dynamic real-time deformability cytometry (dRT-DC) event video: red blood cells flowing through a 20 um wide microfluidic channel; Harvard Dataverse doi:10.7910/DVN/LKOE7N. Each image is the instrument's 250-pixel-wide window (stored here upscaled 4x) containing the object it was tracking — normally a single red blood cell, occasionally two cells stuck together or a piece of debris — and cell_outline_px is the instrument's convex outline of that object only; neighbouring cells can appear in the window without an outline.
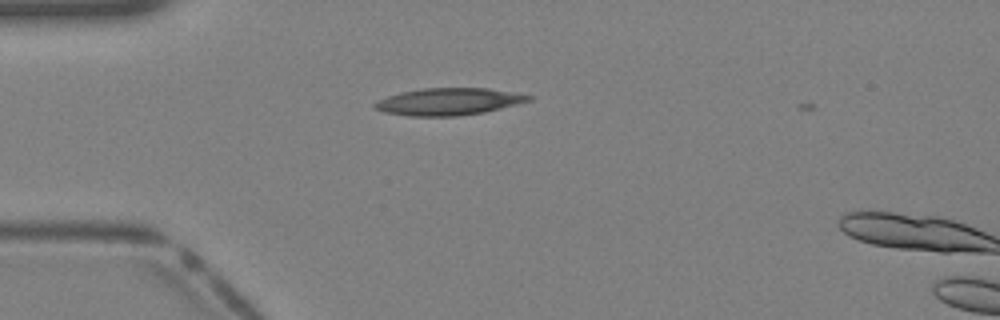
{"species": "Egyptian fruit bat (a non-hibernating species)", "species_latin": "Rousettus aegyptiacus", "temperature_condition": "warm", "stored_images_in_passage": 4, "camera_frame_rate_fps": 3000, "um_per_image_px": 0.085, "animal": {"sex": "female"}, "frame": {"image": 1, "passage_image": 2, "time_ms": 0.333, "image_size_px": [1000, 320], "cell_outline_px": [[532, 100], [484, 112], [456, 116], [408, 116], [384, 112], [376, 108], [372, 104], [376, 100], [388, 96], [404, 92], [424, 88], [488, 88], [532, 96]], "centroid_in_image_um": [38.1, 8.64], "position_along_channel_um": 46.9, "area_um2": 23.99}}